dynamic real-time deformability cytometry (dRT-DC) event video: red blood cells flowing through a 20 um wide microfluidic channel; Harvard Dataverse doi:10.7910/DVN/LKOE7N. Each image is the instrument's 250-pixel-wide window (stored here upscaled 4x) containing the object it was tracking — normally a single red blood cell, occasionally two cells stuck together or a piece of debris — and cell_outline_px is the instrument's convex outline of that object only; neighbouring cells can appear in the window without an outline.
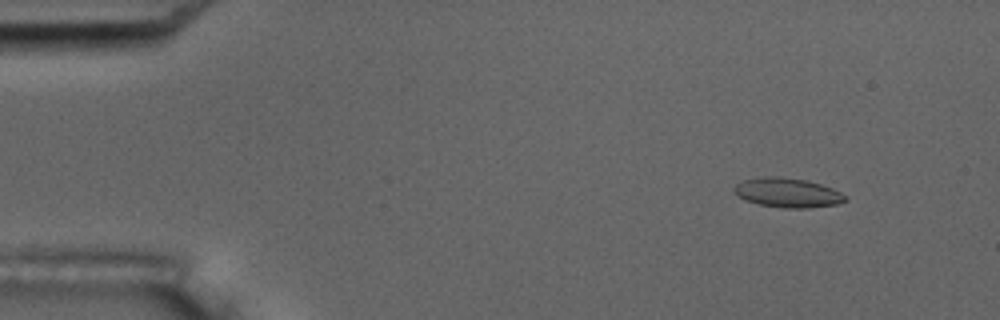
{"species": "common noctule bat (a hibernating species)", "species_latin": "Nyctalus noctula", "temperature_condition": "room temperature", "stored_images_in_passage": 6, "camera_frame_rate_fps": 3000, "um_per_image_px": 0.085, "animal": {"sex": "male", "body_mass_g": 17.5, "forearm_length_mm": 52.3}, "frame": {"image": 1, "passage_image": 2, "time_ms": 1.333, "image_size_px": [1000, 320], "cell_outline_px": [[848, 200], [836, 204], [808, 208], [784, 208], [760, 204], [744, 200], [736, 196], [732, 192], [732, 188], [736, 184], [744, 180], [764, 176], [780, 176], [808, 180], [832, 188], [848, 196]], "centroid_in_image_um": [66.92, 16.37], "position_along_channel_um": 18.1, "area_um2": 19.31}}
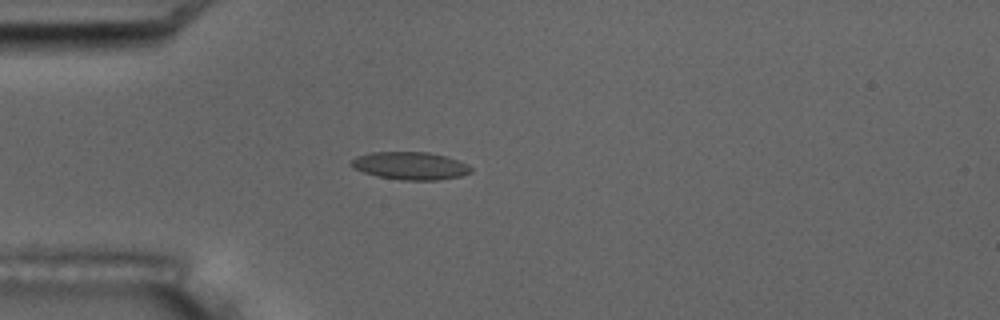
{"frame": {"image": 2, "passage_image": 5, "time_ms": 4.667, "image_size_px": [1000, 320], "cell_outline_px": [[472, 172], [460, 176], [436, 180], [400, 180], [376, 176], [352, 168], [348, 164], [356, 156], [372, 152], [428, 152], [444, 156], [468, 164], [472, 168]], "centroid_in_image_um": [34.84, 14.09], "position_along_channel_um": 50.2, "area_um2": 19.36}}